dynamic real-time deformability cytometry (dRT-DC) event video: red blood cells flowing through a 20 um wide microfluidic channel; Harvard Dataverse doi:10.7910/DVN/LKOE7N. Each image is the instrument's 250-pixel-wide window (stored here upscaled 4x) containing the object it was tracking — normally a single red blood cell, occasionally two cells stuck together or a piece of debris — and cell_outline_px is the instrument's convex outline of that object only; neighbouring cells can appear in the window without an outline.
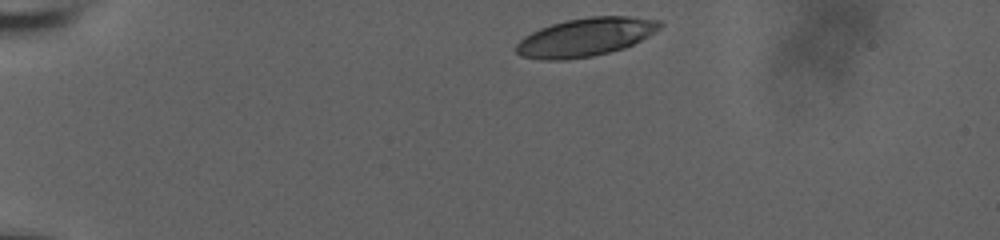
{"species": "human", "species_latin": "Homo sapiens", "temperature_condition": "room temperature", "stored_images_in_passage": 17, "camera_frame_rate_fps": 3000, "um_per_image_px": 0.085, "donor": {"sex": "male"}, "frame": {"image": 1, "passage_image": 1, "time_ms": 0.0, "image_size_px": [1000, 240], "cell_outline_px": [[664, 24], [660, 28], [648, 36], [624, 48], [592, 56], [564, 60], [540, 60], [520, 56], [516, 52], [516, 44], [524, 36], [540, 28], [564, 20], [592, 16], [628, 16], [660, 20]], "centroid_in_image_um": [49.75, 3.15], "position_along_channel_um": 35.2, "area_um2": 32.14}}
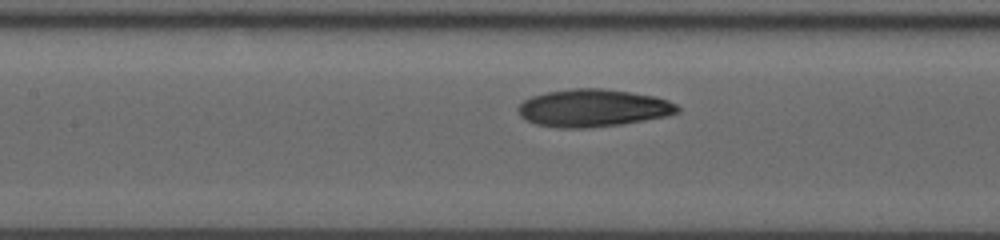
{"frame": {"image": 2, "passage_image": 15, "time_ms": 4.667, "image_size_px": [1000, 240], "cell_outline_px": [[680, 112], [668, 116], [620, 124], [584, 128], [556, 128], [536, 124], [524, 120], [520, 116], [516, 108], [524, 100], [532, 96], [544, 92], [572, 88], [604, 88], [632, 92], [656, 96], [668, 100], [676, 104], [680, 108]], "centroid_in_image_um": [50.4, 9.17], "position_along_channel_um": 157.0, "area_um2": 35.26}}
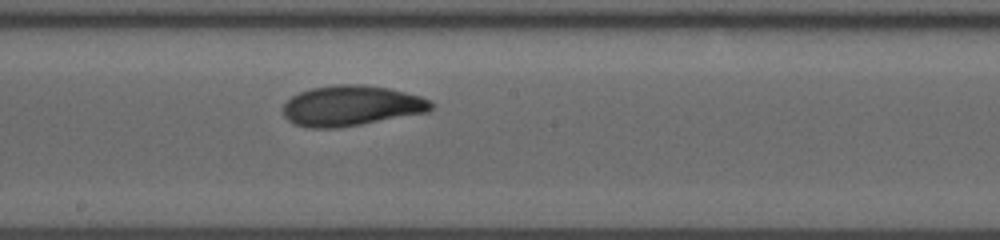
{"frame": {"image": 3, "passage_image": 17, "time_ms": 5.333, "image_size_px": [1000, 240], "cell_outline_px": [[436, 104], [428, 112], [360, 124], [336, 128], [308, 128], [296, 124], [288, 120], [284, 116], [284, 104], [292, 96], [300, 92], [312, 88], [336, 84], [364, 84], [388, 88], [420, 96], [432, 100]], "centroid_in_image_um": [29.89, 8.98], "position_along_channel_um": 218.3, "area_um2": 34.8}}